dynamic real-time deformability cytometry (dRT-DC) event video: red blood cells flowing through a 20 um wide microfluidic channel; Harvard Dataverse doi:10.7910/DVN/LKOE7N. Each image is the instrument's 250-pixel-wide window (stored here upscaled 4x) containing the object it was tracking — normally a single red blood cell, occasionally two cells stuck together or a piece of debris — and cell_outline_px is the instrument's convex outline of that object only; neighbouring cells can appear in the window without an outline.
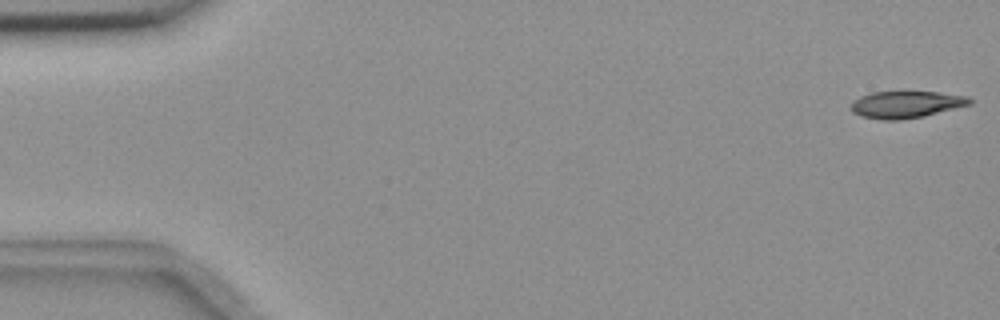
{"species": "common noctule bat (a hibernating species)", "species_latin": "Nyctalus noctula", "temperature_condition": "room temperature", "stored_images_in_passage": 55, "camera_frame_rate_fps": 3000, "um_per_image_px": 0.085, "animal": {"sex": "female", "body_mass_g": 18.4}, "frame": {"image": 1, "passage_image": 1, "time_ms": 0.0, "image_size_px": [1000, 320], "cell_outline_px": [[972, 104], [924, 116], [900, 120], [884, 120], [860, 116], [852, 112], [852, 100], [860, 96], [872, 92], [904, 88], [968, 96], [972, 100]], "centroid_in_image_um": [77.0, 8.83], "position_along_channel_um": 8.0, "area_um2": 19.54}}
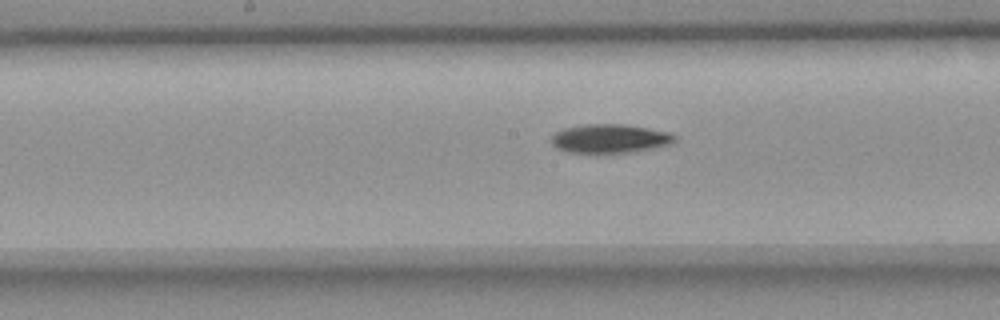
{"frame": {"image": 2, "passage_image": 28, "time_ms": 9.0, "image_size_px": [1000, 320], "cell_outline_px": [[676, 140], [668, 144], [628, 152], [568, 152], [556, 148], [552, 144], [552, 136], [556, 132], [564, 128], [584, 124], [624, 124], [648, 128], [668, 132], [676, 136]], "centroid_in_image_um": [51.8, 11.76], "position_along_channel_um": 196.4, "area_um2": 20.29}}
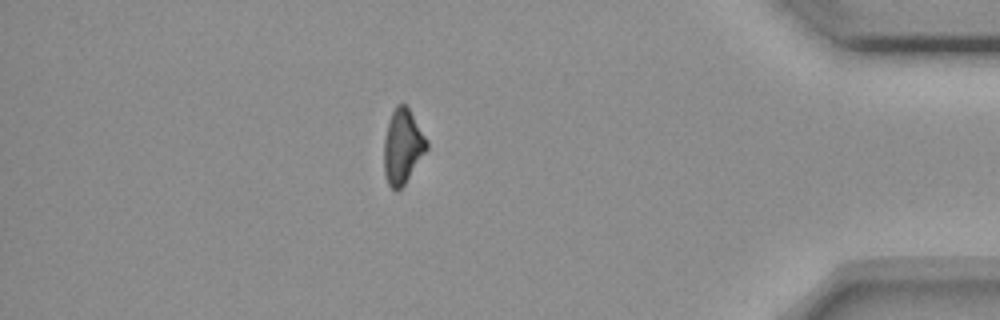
{"frame": {"image": 3, "passage_image": 48, "time_ms": 15.667, "image_size_px": [1000, 320], "cell_outline_px": [[428, 148], [404, 184], [396, 192], [388, 184], [384, 172], [384, 140], [388, 124], [392, 112], [396, 104], [404, 104], [408, 108], [428, 140]], "centroid_in_image_um": [34.22, 12.46], "position_along_channel_um": 401.0, "area_um2": 18.32}, "authors_computed_cell_mechanics": {"area_um2": 19.941, "velocity_mm_per_s": 3.6681, "shape_relaxation_time_tau1_ms": 5.154, "shape_relaxation_time_tau2_ms": null, "deformation_change_tau1": 0.1402, "deformation_change_tau2": null}}